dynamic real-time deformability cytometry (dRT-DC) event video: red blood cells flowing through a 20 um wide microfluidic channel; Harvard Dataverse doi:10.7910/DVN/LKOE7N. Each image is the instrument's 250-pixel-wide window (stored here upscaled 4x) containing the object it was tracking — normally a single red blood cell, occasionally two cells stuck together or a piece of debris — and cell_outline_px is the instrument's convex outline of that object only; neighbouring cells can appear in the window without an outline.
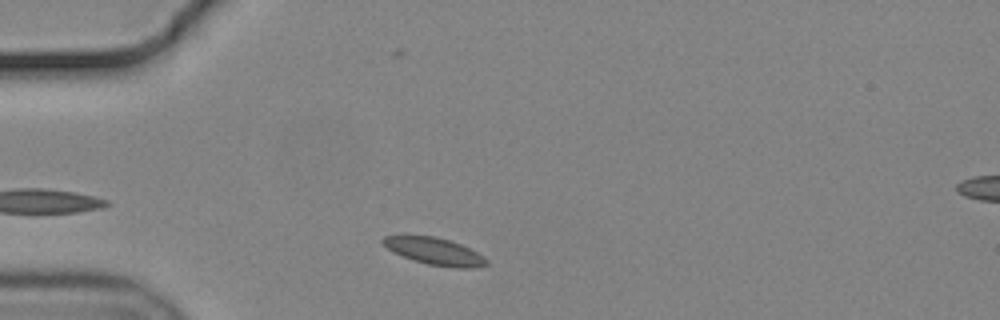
{"species": "common noctule bat (a hibernating species)", "species_latin": "Nyctalus noctula", "temperature_condition": "cold", "stored_images_in_passage": 10, "camera_frame_rate_fps": 3000, "um_per_image_px": 0.085, "animal": {"sex": "male", "body_mass_g": 19.2, "forearm_length_mm": 51.8}, "frame": {"image": 1, "passage_image": 2, "time_ms": 0.333, "image_size_px": [1000, 320], "cell_outline_px": [[488, 264], [476, 268], [452, 268], [428, 264], [412, 260], [388, 248], [380, 240], [384, 236], [436, 236], [460, 244], [484, 256], [488, 260]], "centroid_in_image_um": [36.99, 21.37], "position_along_channel_um": 48.0, "area_um2": 16.13}}
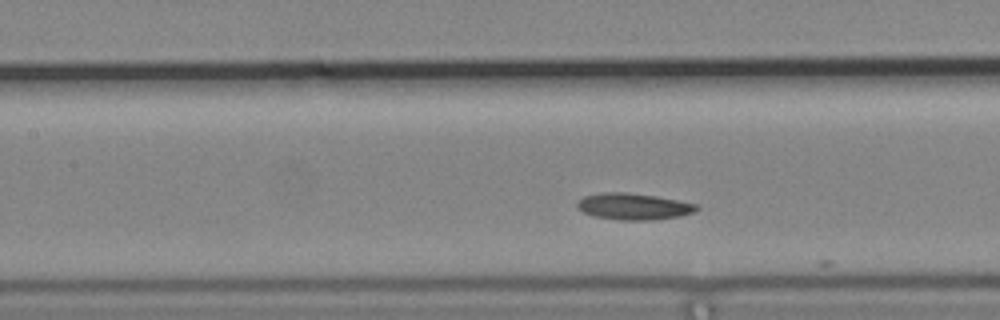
{"frame": {"image": 2, "passage_image": 8, "time_ms": 2.333, "image_size_px": [1000, 320], "cell_outline_px": [[700, 208], [696, 212], [680, 216], [652, 220], [620, 220], [592, 216], [576, 208], [576, 204], [584, 196], [604, 192], [628, 192], [656, 196], [680, 200], [696, 204]], "centroid_in_image_um": [53.87, 17.55], "position_along_channel_um": 153.5, "area_um2": 18.61}}